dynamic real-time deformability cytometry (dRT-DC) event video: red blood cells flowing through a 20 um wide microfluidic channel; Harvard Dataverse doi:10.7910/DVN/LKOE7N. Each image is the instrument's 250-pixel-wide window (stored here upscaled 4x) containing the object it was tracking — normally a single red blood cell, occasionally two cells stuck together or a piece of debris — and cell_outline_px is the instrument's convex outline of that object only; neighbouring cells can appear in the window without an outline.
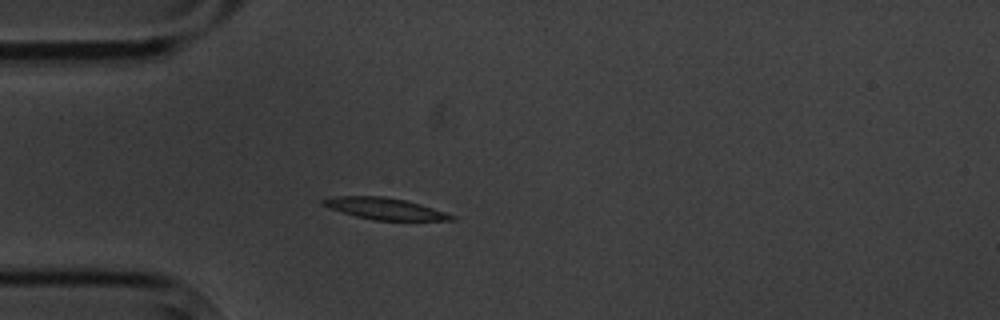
{"species": "common noctule bat (a hibernating species)", "species_latin": "Nyctalus noctula", "temperature_condition": "cold", "stored_images_in_passage": 4, "camera_frame_rate_fps": 3000, "um_per_image_px": 0.085, "animal": {"sex": "male", "body_mass_g": 20.1, "forearm_length_mm": 53.5}, "frame": {"image": 1, "passage_image": 4, "time_ms": 4.333, "image_size_px": [1000, 320], "cell_outline_px": [[456, 220], [372, 220], [356, 216], [320, 204], [320, 200], [332, 196], [384, 196], [404, 200], [420, 204], [456, 216]], "centroid_in_image_um": [32.69, 17.73], "position_along_channel_um": 52.3, "area_um2": 15.95}}